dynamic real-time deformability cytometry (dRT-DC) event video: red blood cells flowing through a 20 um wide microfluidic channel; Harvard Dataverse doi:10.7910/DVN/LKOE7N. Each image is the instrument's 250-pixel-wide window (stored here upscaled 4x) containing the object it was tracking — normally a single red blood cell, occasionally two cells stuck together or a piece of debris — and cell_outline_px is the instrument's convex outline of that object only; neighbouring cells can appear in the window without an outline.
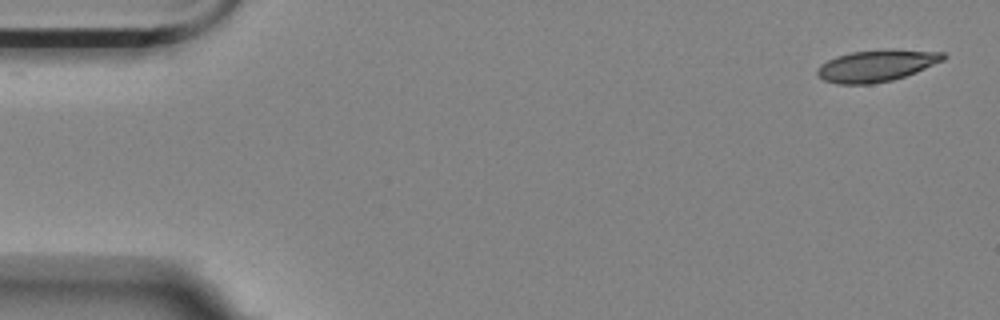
{"species": "Egyptian fruit bat (a non-hibernating species)", "species_latin": "Rousettus aegyptiacus", "temperature_condition": "room temperature", "stored_images_in_passage": 5, "camera_frame_rate_fps": 3000, "um_per_image_px": 0.085, "animal": {"sex": "female"}, "frame": {"image": 1, "passage_image": 1, "time_ms": 0.0, "image_size_px": [1000, 320], "cell_outline_px": [[948, 56], [944, 60], [916, 72], [892, 80], [872, 84], [836, 84], [824, 80], [816, 72], [816, 68], [820, 64], [836, 56], [852, 52], [892, 48], [944, 52]], "centroid_in_image_um": [74.53, 5.57], "position_along_channel_um": 10.5, "area_um2": 23.52}}
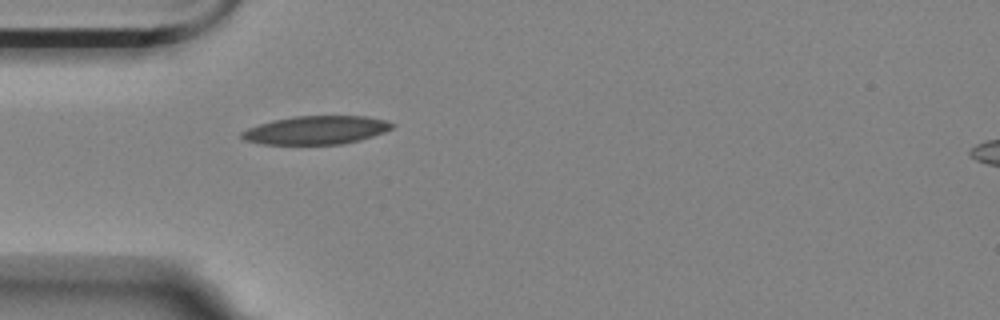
{"frame": {"image": 2, "passage_image": 5, "time_ms": 4.667, "image_size_px": [1000, 320], "cell_outline_px": [[396, 124], [392, 128], [384, 132], [360, 140], [340, 144], [264, 144], [244, 140], [240, 136], [240, 132], [248, 128], [272, 120], [292, 116], [368, 116], [384, 120]], "centroid_in_image_um": [26.86, 11.05], "position_along_channel_um": 58.1, "area_um2": 24.85}}